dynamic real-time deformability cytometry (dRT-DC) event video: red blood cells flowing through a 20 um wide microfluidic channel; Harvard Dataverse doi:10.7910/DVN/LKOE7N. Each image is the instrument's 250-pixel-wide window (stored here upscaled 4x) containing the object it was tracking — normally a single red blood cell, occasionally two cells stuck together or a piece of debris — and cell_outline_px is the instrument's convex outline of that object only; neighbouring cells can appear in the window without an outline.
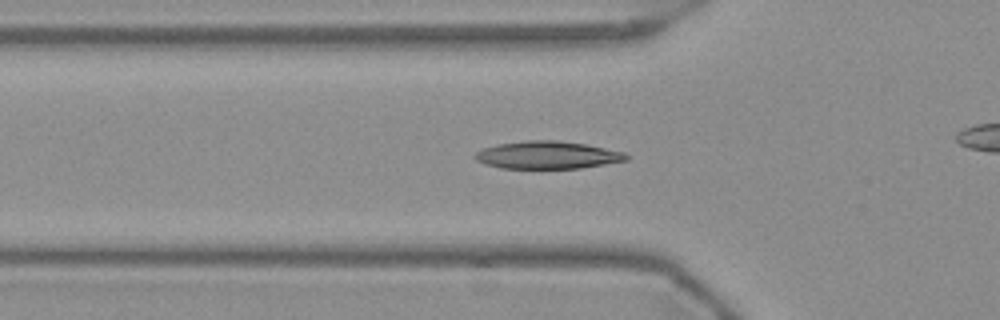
{"species": "Egyptian fruit bat (a non-hibernating species)", "species_latin": "Rousettus aegyptiacus", "temperature_condition": "warm", "stored_images_in_passage": 34, "camera_frame_rate_fps": 3000, "um_per_image_px": 0.085, "frame": {"image": 1, "passage_image": 8, "time_ms": 2.333, "image_size_px": [1000, 320], "cell_outline_px": [[628, 160], [580, 168], [500, 168], [476, 160], [472, 156], [476, 152], [484, 148], [496, 144], [528, 140], [556, 140], [584, 144], [624, 152], [628, 156]], "centroid_in_image_um": [46.51, 13.17], "position_along_channel_um": 79.3, "area_um2": 24.1}}
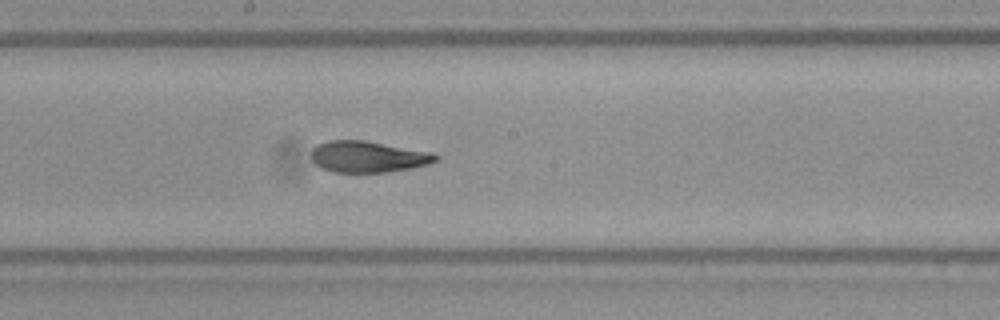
{"frame": {"image": 2, "passage_image": 19, "time_ms": 6.0, "image_size_px": [1000, 320], "cell_outline_px": [[440, 156], [436, 160], [428, 164], [412, 168], [388, 172], [332, 172], [320, 168], [312, 160], [312, 148], [316, 144], [328, 140], [364, 140], [432, 152]], "centroid_in_image_um": [31.26, 13.32], "position_along_channel_um": 216.9, "area_um2": 22.83}}
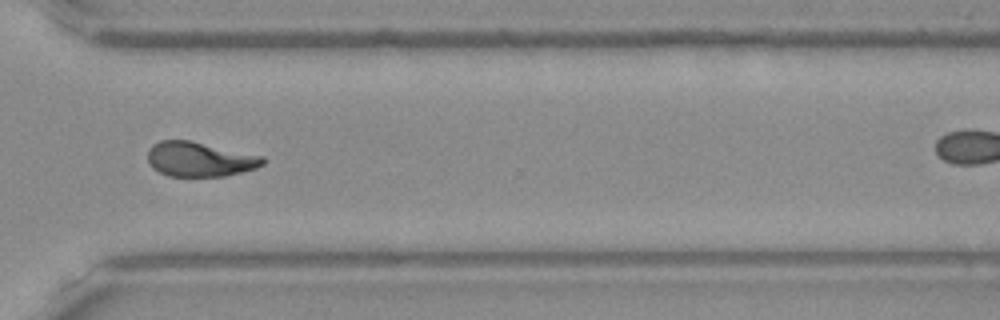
{"frame": {"image": 3, "passage_image": 30, "time_ms": 9.667, "image_size_px": [1000, 320], "cell_outline_px": [[264, 164], [256, 168], [224, 176], [168, 176], [152, 168], [148, 164], [148, 148], [152, 144], [160, 140], [188, 140], [264, 156]], "centroid_in_image_um": [16.94, 13.53], "position_along_channel_um": 353.7, "area_um2": 23.24}}